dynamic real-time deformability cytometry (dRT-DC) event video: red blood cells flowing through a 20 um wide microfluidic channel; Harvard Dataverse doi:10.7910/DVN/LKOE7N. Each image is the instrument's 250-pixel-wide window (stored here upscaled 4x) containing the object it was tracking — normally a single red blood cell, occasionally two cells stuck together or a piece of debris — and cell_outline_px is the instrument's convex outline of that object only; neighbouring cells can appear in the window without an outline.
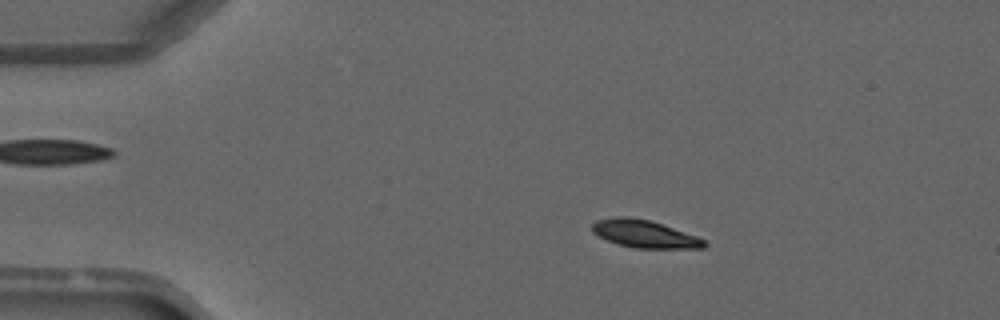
{"species": "common noctule bat (a hibernating species)", "species_latin": "Nyctalus noctula", "temperature_condition": "warm", "stored_images_in_passage": 3, "camera_frame_rate_fps": 3000, "um_per_image_px": 0.085, "animal": {"sex": "male", "forearm_length_mm": 52.5}, "frame": {"image": 1, "passage_image": 2, "time_ms": 1.0, "image_size_px": [1000, 320], "cell_outline_px": [[708, 244], [704, 248], [636, 248], [620, 244], [608, 240], [592, 232], [592, 224], [596, 220], [616, 216], [624, 216], [648, 220], [696, 236], [704, 240]], "centroid_in_image_um": [54.76, 19.88], "position_along_channel_um": 30.2, "area_um2": 17.63}}